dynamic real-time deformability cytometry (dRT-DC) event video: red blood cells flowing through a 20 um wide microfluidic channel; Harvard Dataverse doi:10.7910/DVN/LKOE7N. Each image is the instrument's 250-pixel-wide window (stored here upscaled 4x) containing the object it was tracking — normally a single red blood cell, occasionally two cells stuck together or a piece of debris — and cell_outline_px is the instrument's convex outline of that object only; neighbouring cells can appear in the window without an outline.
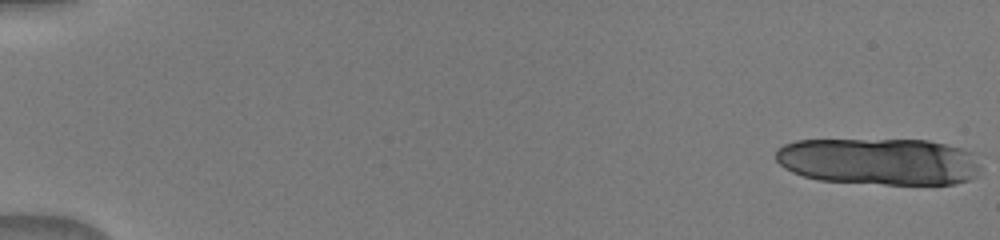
{"species": "human", "species_latin": "Homo sapiens", "temperature_condition": "warm", "stored_images_in_passage": 16, "camera_frame_rate_fps": 3000, "um_per_image_px": 0.085, "donor": {"sex": "male"}, "frame": {"image": 1, "passage_image": 1, "time_ms": 0.0, "image_size_px": [1000, 240], "cell_outline_px": [[980, 176], [956, 184], [884, 184], [820, 180], [804, 176], [792, 172], [784, 168], [776, 160], [776, 148], [784, 144], [796, 140], [928, 140], [976, 152], [980, 164]], "centroid_in_image_um": [74.78, 13.72], "position_along_channel_um": 10.2, "area_um2": 56.59}}